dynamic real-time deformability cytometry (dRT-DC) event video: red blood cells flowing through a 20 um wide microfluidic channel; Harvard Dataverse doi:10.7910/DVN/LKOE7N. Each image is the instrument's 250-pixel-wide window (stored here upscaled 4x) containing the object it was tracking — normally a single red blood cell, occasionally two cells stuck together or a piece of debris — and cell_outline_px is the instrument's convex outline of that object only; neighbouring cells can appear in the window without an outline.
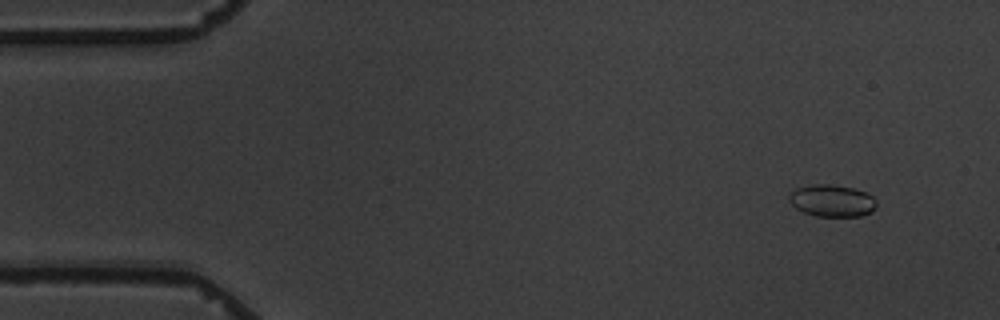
{"species": "common noctule bat (a hibernating species)", "species_latin": "Nyctalus noctula", "temperature_condition": "warm", "stored_images_in_passage": 14, "camera_frame_rate_fps": 3000, "um_per_image_px": 0.085, "animal": {"sex": "male", "body_mass_g": 19.5, "forearm_length_mm": 54.6}, "frame": {"image": 1, "passage_image": 1, "time_ms": 0.0, "image_size_px": [1000, 320], "cell_outline_px": [[876, 204], [872, 212], [860, 216], [816, 216], [804, 212], [796, 208], [792, 204], [788, 196], [796, 188], [812, 184], [828, 184], [852, 188], [864, 192], [872, 196], [876, 200]], "centroid_in_image_um": [70.72, 17.06], "position_along_channel_um": 14.3, "area_um2": 16.13}}
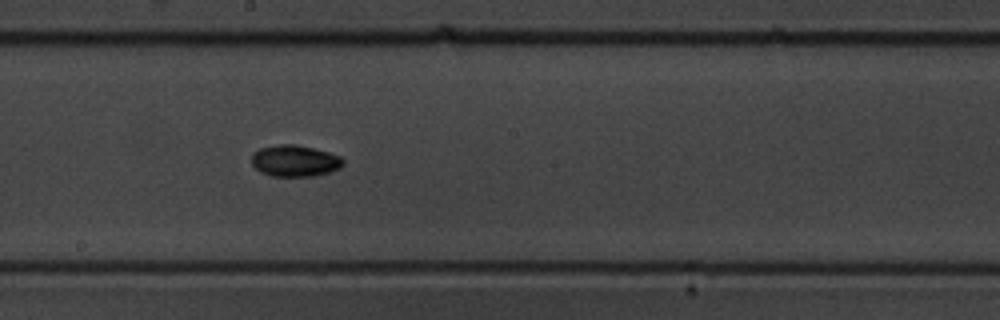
{"frame": {"image": 2, "passage_image": 8, "time_ms": 9.0, "image_size_px": [1000, 320], "cell_outline_px": [[344, 164], [340, 168], [332, 172], [312, 176], [272, 176], [260, 172], [252, 164], [252, 152], [260, 148], [280, 144], [296, 144], [328, 152], [340, 156], [344, 160]], "centroid_in_image_um": [25.07, 13.67], "position_along_channel_um": 223.1, "area_um2": 16.88}}
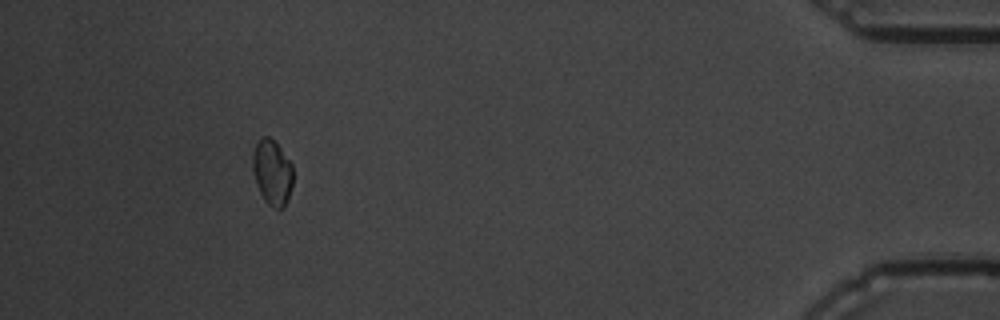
{"frame": {"image": 3, "passage_image": 13, "time_ms": 16.333, "image_size_px": [1000, 320], "cell_outline_px": [[292, 184], [288, 200], [284, 208], [276, 208], [268, 204], [264, 200], [260, 192], [252, 168], [252, 152], [260, 136], [268, 136], [280, 148], [292, 164]], "centroid_in_image_um": [23.13, 14.64], "position_along_channel_um": 412.1, "area_um2": 15.26}, "authors_computed_cell_mechanics": {"area_um2": 15.7794, "velocity_mm_per_s": 3.4526, "shape_relaxation_time_tau1_ms": 4.7657, "shape_relaxation_time_tau2_ms": 5.1201, "deformation_change_tau1": 0.14, "deformation_change_tau2": 0.045}}